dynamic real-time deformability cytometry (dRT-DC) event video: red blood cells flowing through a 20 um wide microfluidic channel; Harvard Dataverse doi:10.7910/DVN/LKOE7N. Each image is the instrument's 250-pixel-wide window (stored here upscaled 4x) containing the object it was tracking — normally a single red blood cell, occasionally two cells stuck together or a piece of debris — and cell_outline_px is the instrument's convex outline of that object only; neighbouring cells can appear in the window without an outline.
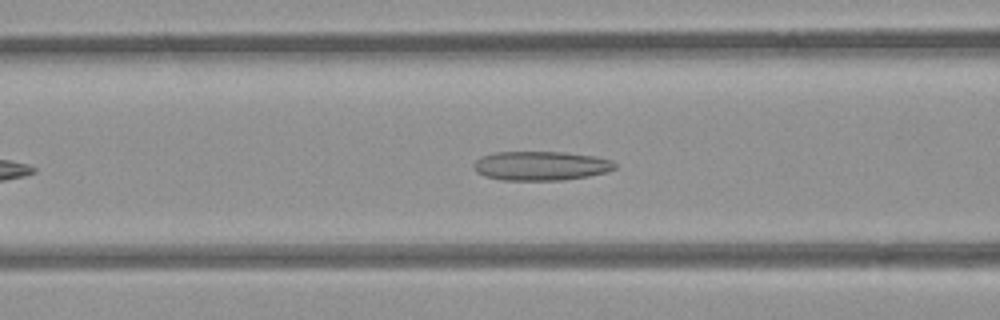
{"species": "common noctule bat (a hibernating species)", "species_latin": "Nyctalus noctula", "temperature_condition": "room temperature", "stored_images_in_passage": 34, "camera_frame_rate_fps": 3000, "um_per_image_px": 0.085, "animal": {"sex": "female", "body_mass_g": 21.9}, "frame": {"image": 1, "passage_image": 11, "time_ms": 3.333, "image_size_px": [1000, 320], "cell_outline_px": [[616, 168], [608, 172], [588, 176], [564, 180], [500, 180], [484, 176], [476, 172], [472, 164], [476, 160], [484, 156], [496, 152], [564, 152], [592, 156], [612, 160], [616, 164]], "centroid_in_image_um": [45.97, 14.1], "position_along_channel_um": 120.6, "area_um2": 24.04}}
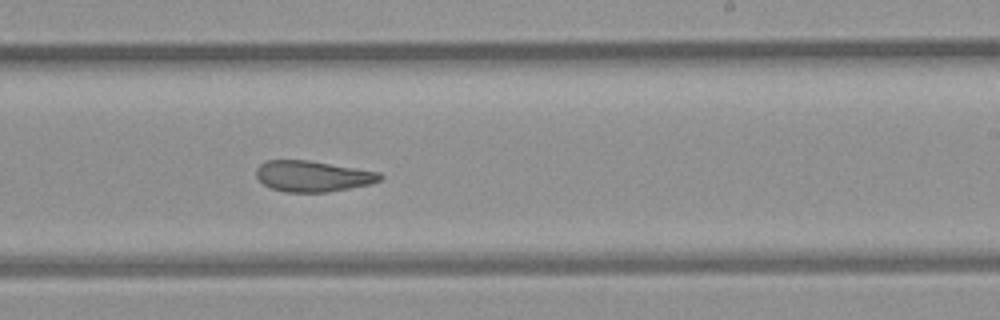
{"frame": {"image": 2, "passage_image": 22, "time_ms": 7.0, "image_size_px": [1000, 320], "cell_outline_px": [[384, 176], [380, 180], [372, 184], [328, 192], [284, 192], [272, 188], [264, 184], [256, 176], [256, 168], [264, 160], [308, 160], [380, 172]], "centroid_in_image_um": [26.59, 14.97], "position_along_channel_um": 262.4, "area_um2": 22.37}}
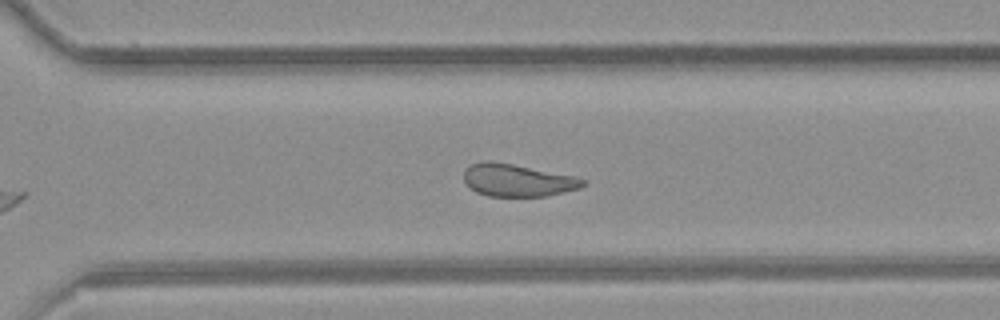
{"frame": {"image": 3, "passage_image": 27, "time_ms": 8.667, "image_size_px": [1000, 320], "cell_outline_px": [[588, 184], [580, 188], [544, 196], [488, 196], [476, 192], [464, 180], [464, 168], [468, 164], [480, 160], [492, 160], [576, 176], [588, 180]], "centroid_in_image_um": [43.99, 15.29], "position_along_channel_um": 326.6, "area_um2": 22.83}, "authors_computed_cell_mechanics": {"area_um2": 23.1778, "velocity_mm_per_s": 3.8671, "shape_relaxation_time_tau1_ms": null, "shape_relaxation_time_tau2_ms": 3.0485, "deformation_change_tau1": null, "deformation_change_tau2": 0.1049}}